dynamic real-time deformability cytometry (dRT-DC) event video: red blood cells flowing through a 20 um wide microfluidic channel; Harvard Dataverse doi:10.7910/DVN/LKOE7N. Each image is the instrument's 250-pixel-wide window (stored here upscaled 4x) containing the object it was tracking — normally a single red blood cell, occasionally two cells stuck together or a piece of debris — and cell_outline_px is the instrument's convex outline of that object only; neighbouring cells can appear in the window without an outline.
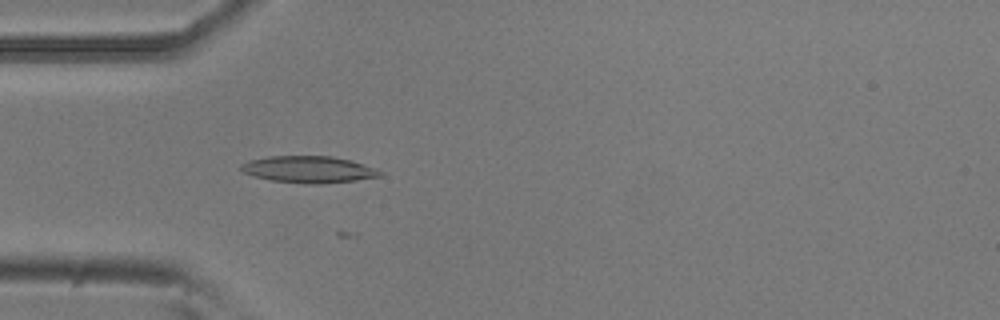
{"species": "common noctule bat (a hibernating species)", "species_latin": "Nyctalus noctula", "temperature_condition": "room temperature", "stored_images_in_passage": 21, "camera_frame_rate_fps": 3000, "um_per_image_px": 0.085, "animal": {"sex": "male", "body_mass_g": 20.5, "forearm_length_mm": 52.5}, "frame": {"image": 1, "passage_image": 14, "time_ms": 4.333, "image_size_px": [1000, 320], "cell_outline_px": [[384, 172], [380, 176], [356, 180], [320, 184], [308, 184], [272, 180], [252, 176], [244, 172], [240, 168], [240, 164], [248, 160], [268, 156], [332, 156], [352, 160], [376, 168]], "centroid_in_image_um": [26.24, 14.39], "position_along_channel_um": 58.8, "area_um2": 21.79}}
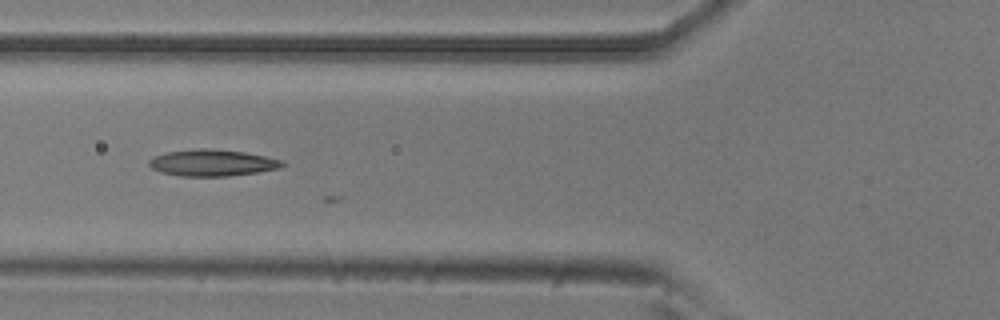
{"frame": {"image": 2, "passage_image": 18, "time_ms": 5.667, "image_size_px": [1000, 320], "cell_outline_px": [[288, 164], [280, 168], [256, 172], [228, 176], [180, 176], [160, 172], [152, 168], [148, 164], [148, 160], [156, 156], [168, 152], [200, 148], [204, 148], [244, 152], [284, 160]], "centroid_in_image_um": [18.07, 13.84], "position_along_channel_um": 107.7, "area_um2": 20.52}}